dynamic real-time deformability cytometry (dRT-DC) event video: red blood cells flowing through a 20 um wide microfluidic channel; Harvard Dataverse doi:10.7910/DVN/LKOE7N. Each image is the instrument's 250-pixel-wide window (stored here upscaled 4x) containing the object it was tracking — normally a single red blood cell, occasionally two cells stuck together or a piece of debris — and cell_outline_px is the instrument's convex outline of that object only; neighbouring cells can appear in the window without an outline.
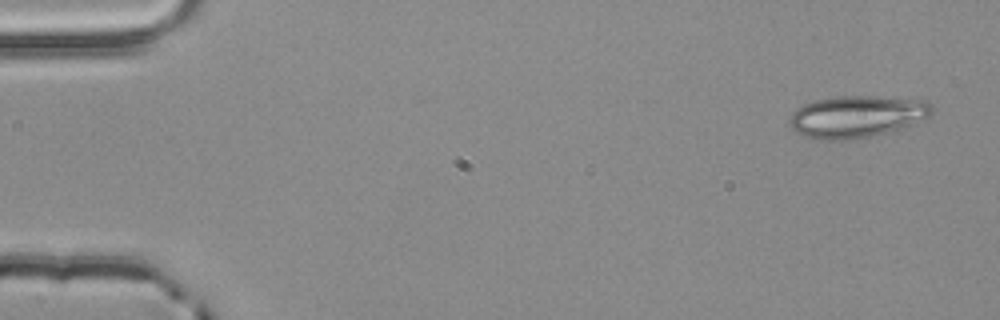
{"species": "common noctule bat (a hibernating species)", "species_latin": "Nyctalus noctula", "temperature_condition": "room temperature", "stored_images_in_passage": 52, "camera_frame_rate_fps": 3000, "um_per_image_px": 0.085, "animal": {"sex": "male", "body_mass_g": 20.4}, "frame": {"image": 1, "passage_image": 1, "time_ms": 0.0, "image_size_px": [1000, 320], "cell_outline_px": [[936, 108], [928, 116], [900, 128], [888, 132], [856, 140], [812, 140], [796, 132], [788, 124], [788, 120], [792, 112], [804, 104], [816, 100], [836, 96], [876, 96], [920, 100], [932, 104]], "centroid_in_image_um": [72.76, 9.92], "position_along_channel_um": 12.2, "area_um2": 34.97}}
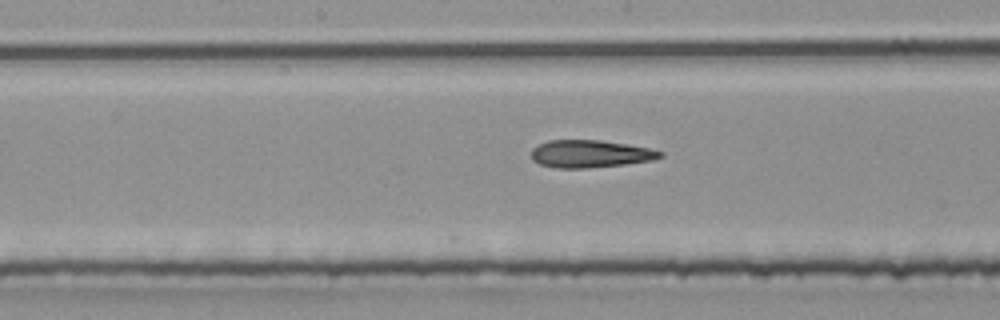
{"frame": {"image": 2, "passage_image": 26, "time_ms": 8.333, "image_size_px": [1000, 320], "cell_outline_px": [[664, 156], [652, 160], [624, 164], [588, 168], [556, 168], [540, 164], [532, 160], [532, 148], [548, 140], [600, 140], [628, 144], [648, 148], [664, 152]], "centroid_in_image_um": [50.17, 13.07], "position_along_channel_um": 198.0, "area_um2": 20.63}}
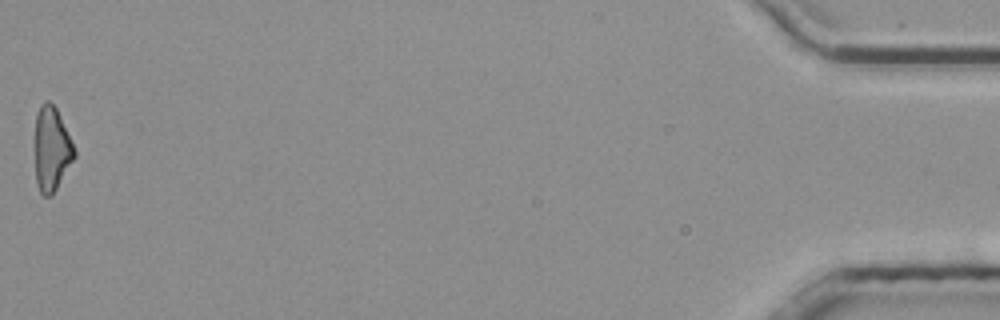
{"frame": {"image": 3, "passage_image": 52, "time_ms": 17.0, "image_size_px": [1000, 320], "cell_outline_px": [[76, 156], [52, 196], [44, 196], [40, 192], [36, 184], [36, 116], [40, 104], [44, 100], [48, 100], [56, 108], [72, 140], [76, 152]], "centroid_in_image_um": [4.4, 12.67], "position_along_channel_um": 430.8, "area_um2": 19.31}, "authors_computed_cell_mechanics": {"area_um2": 20.8369, "velocity_mm_per_s": 3.8894, "shape_relaxation_time_tau1_ms": null, "shape_relaxation_time_tau2_ms": 7.1345, "deformation_change_tau1": null, "deformation_change_tau2": 0.2239}}